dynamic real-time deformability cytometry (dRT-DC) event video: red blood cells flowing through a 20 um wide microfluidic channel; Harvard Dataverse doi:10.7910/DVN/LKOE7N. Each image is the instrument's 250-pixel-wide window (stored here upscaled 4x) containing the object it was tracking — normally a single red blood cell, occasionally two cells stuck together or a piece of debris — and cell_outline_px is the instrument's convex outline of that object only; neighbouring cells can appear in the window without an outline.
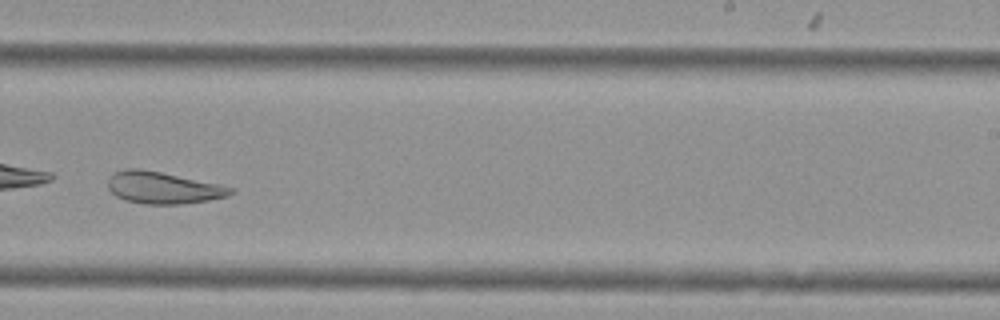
{"species": "Egyptian fruit bat (a non-hibernating species)", "species_latin": "Rousettus aegyptiacus", "temperature_condition": "cold", "stored_images_in_passage": 45, "camera_frame_rate_fps": 3000, "um_per_image_px": 0.085, "animal": {"sex": "female"}, "frame": {"image": 1, "passage_image": 26, "time_ms": 8.333, "image_size_px": [1000, 320], "cell_outline_px": [[236, 192], [228, 196], [208, 200], [184, 204], [144, 204], [124, 200], [116, 196], [108, 188], [108, 176], [112, 172], [124, 168], [140, 168], [220, 184], [236, 188]], "centroid_in_image_um": [13.85, 15.95], "position_along_channel_um": 275.1, "area_um2": 23.12}}